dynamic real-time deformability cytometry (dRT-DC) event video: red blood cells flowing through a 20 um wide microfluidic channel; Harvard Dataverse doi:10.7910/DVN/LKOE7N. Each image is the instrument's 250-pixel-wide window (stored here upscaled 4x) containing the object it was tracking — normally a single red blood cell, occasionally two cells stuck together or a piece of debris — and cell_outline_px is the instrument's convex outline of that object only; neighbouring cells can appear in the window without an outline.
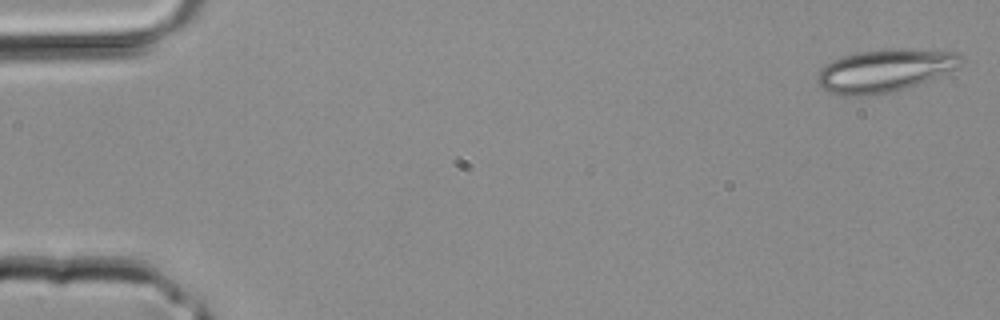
{"species": "common noctule bat (a hibernating species)", "species_latin": "Nyctalus noctula", "temperature_condition": "room temperature", "stored_images_in_passage": 4, "camera_frame_rate_fps": 3000, "um_per_image_px": 0.085, "animal": {"sex": "male", "body_mass_g": 20.4}, "frame": {"image": 1, "passage_image": 1, "time_ms": 0.0, "image_size_px": [1000, 320], "cell_outline_px": [[964, 60], [960, 68], [916, 84], [904, 88], [888, 92], [856, 96], [828, 92], [820, 88], [816, 80], [816, 76], [828, 64], [844, 56], [856, 52], [888, 48], [908, 48], [960, 52], [964, 56]], "centroid_in_image_um": [75.29, 5.96], "position_along_channel_um": 9.7, "area_um2": 35.72}}